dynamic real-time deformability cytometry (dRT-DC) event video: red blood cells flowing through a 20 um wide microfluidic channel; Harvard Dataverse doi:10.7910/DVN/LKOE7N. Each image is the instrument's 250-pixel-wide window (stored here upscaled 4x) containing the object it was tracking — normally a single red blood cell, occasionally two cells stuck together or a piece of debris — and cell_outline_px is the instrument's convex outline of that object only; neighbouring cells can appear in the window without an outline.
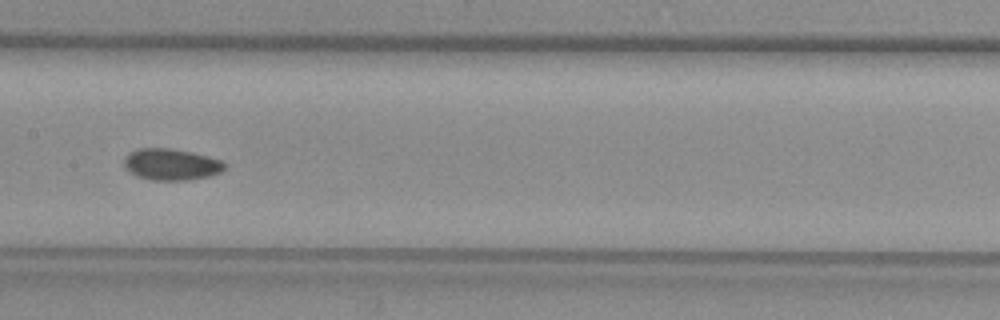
{"species": "common noctule bat (a hibernating species)", "species_latin": "Nyctalus noctula", "temperature_condition": "warm", "stored_images_in_passage": 36, "camera_frame_rate_fps": 3000, "um_per_image_px": 0.085, "animal": {"sex": "female", "body_mass_g": 29.2, "forearm_length_mm": 56.3}, "frame": {"image": 1, "passage_image": 11, "time_ms": 3.333, "image_size_px": [1000, 320], "cell_outline_px": [[228, 168], [220, 172], [208, 176], [188, 180], [152, 180], [136, 176], [124, 168], [124, 156], [128, 152], [140, 148], [168, 148], [192, 152], [208, 156], [220, 160], [228, 164]], "centroid_in_image_um": [14.55, 13.97], "position_along_channel_um": 192.9, "area_um2": 18.67}}
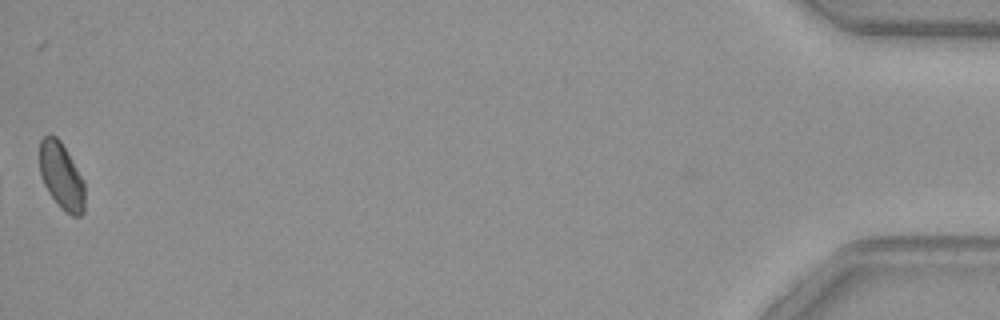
{"frame": {"image": 2, "passage_image": 36, "time_ms": 11.667, "image_size_px": [1000, 320], "cell_outline_px": [[84, 212], [80, 216], [72, 216], [60, 208], [48, 192], [40, 176], [40, 140], [44, 136], [56, 136], [60, 140], [84, 180]], "centroid_in_image_um": [5.22, 14.99], "position_along_channel_um": 430.0, "area_um2": 17.51}}